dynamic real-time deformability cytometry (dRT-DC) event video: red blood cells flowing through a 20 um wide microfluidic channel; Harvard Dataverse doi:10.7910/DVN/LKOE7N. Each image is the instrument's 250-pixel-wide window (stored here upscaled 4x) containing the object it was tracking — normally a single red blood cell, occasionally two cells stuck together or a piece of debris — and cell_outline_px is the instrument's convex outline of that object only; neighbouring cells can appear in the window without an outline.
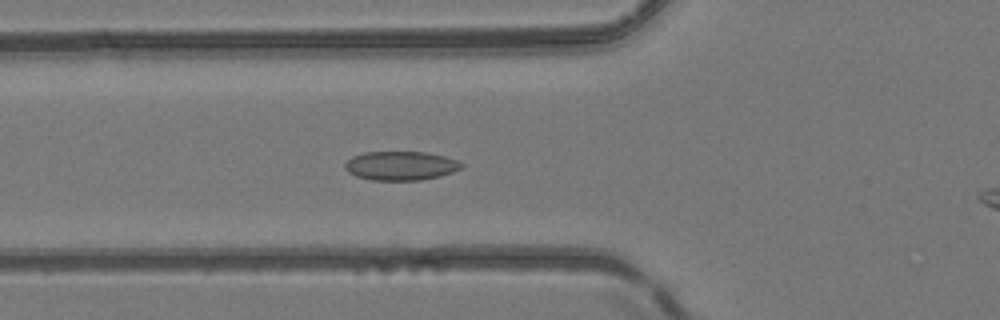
{"species": "common noctule bat (a hibernating species)", "species_latin": "Nyctalus noctula", "temperature_condition": "room temperature", "stored_images_in_passage": 43, "camera_frame_rate_fps": 3000, "um_per_image_px": 0.085, "animal": {"sex": "female", "body_mass_g": 24.6, "forearm_length_mm": 56.2}, "frame": {"image": 1, "passage_image": 16, "time_ms": 5.0, "image_size_px": [1000, 320], "cell_outline_px": [[464, 164], [460, 168], [452, 172], [440, 176], [420, 180], [372, 180], [356, 176], [348, 172], [344, 168], [344, 164], [352, 156], [364, 152], [428, 152], [444, 156], [456, 160]], "centroid_in_image_um": [34.04, 14.08], "position_along_channel_um": 91.8, "area_um2": 19.65}}
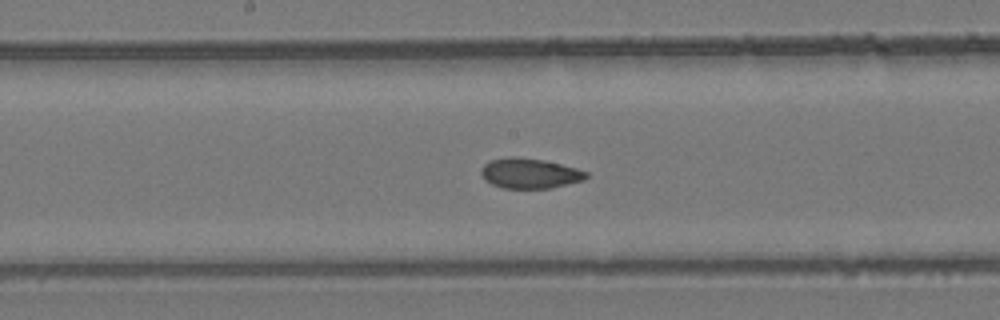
{"frame": {"image": 2, "passage_image": 24, "time_ms": 7.667, "image_size_px": [1000, 320], "cell_outline_px": [[588, 176], [584, 180], [552, 188], [500, 188], [484, 180], [480, 172], [484, 164], [488, 160], [512, 156], [544, 160], [576, 168], [588, 172]], "centroid_in_image_um": [45.0, 14.73], "position_along_channel_um": 203.2, "area_um2": 18.55}}
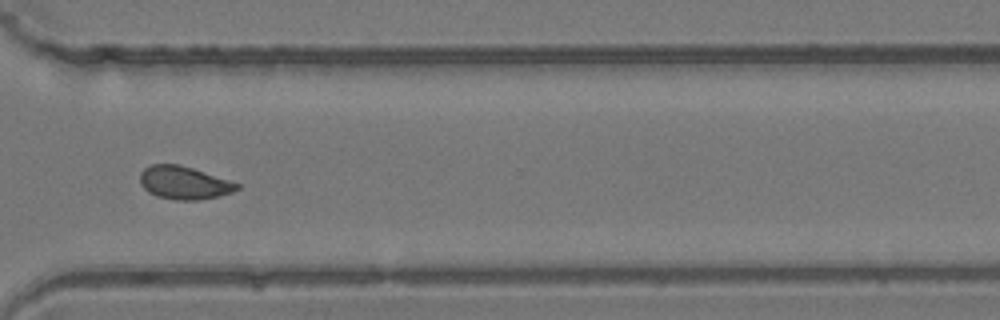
{"frame": {"image": 3, "passage_image": 35, "time_ms": 11.333, "image_size_px": [1000, 320], "cell_outline_px": [[240, 188], [232, 192], [220, 196], [200, 200], [176, 200], [156, 196], [148, 192], [140, 184], [140, 172], [144, 168], [152, 164], [180, 164], [240, 184]], "centroid_in_image_um": [15.62, 15.54], "position_along_channel_um": 355.0, "area_um2": 18.67}}